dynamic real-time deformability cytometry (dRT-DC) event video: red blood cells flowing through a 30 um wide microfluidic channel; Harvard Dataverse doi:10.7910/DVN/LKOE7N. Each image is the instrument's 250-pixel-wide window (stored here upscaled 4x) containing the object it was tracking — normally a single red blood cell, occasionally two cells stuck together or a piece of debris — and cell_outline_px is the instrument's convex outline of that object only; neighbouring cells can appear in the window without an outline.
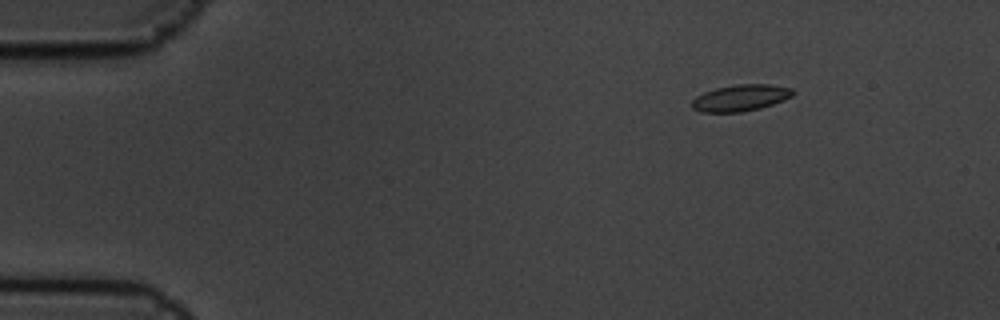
{"species": "common noctule bat (a hibernating species)", "species_latin": "Nyctalus noctula", "temperature_condition": "cold", "stored_images_in_passage": 5, "camera_frame_rate_fps": 3000, "um_per_image_px": 0.085, "animal": {"sex": "male", "body_mass_g": 19.5, "forearm_length_mm": 54.6}, "frame": {"image": 1, "passage_image": 2, "time_ms": 0.333, "image_size_px": [1000, 320], "cell_outline_px": [[796, 92], [792, 96], [784, 100], [760, 108], [740, 112], [700, 112], [692, 108], [692, 100], [696, 96], [704, 92], [716, 88], [736, 84], [768, 84], [792, 88]], "centroid_in_image_um": [62.95, 8.31], "position_along_channel_um": 22.0, "area_um2": 15.61}}
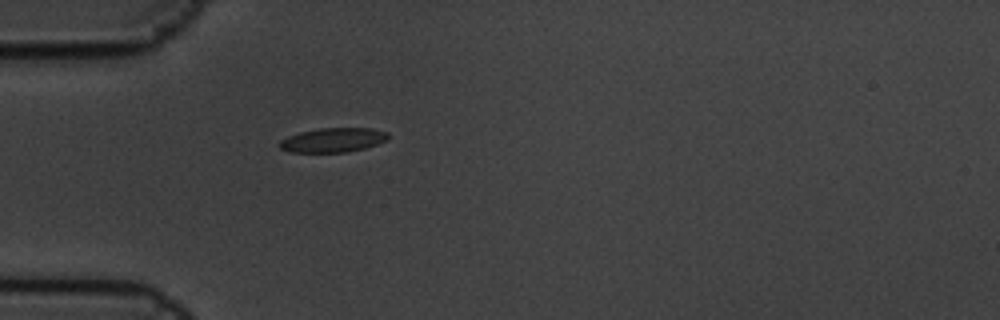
{"frame": {"image": 2, "passage_image": 5, "time_ms": 1.333, "image_size_px": [1000, 320], "cell_outline_px": [[388, 140], [364, 148], [348, 152], [292, 152], [280, 148], [276, 144], [280, 140], [288, 136], [300, 132], [320, 128], [372, 128], [388, 132]], "centroid_in_image_um": [28.29, 11.9], "position_along_channel_um": 56.7, "area_um2": 15.43}}